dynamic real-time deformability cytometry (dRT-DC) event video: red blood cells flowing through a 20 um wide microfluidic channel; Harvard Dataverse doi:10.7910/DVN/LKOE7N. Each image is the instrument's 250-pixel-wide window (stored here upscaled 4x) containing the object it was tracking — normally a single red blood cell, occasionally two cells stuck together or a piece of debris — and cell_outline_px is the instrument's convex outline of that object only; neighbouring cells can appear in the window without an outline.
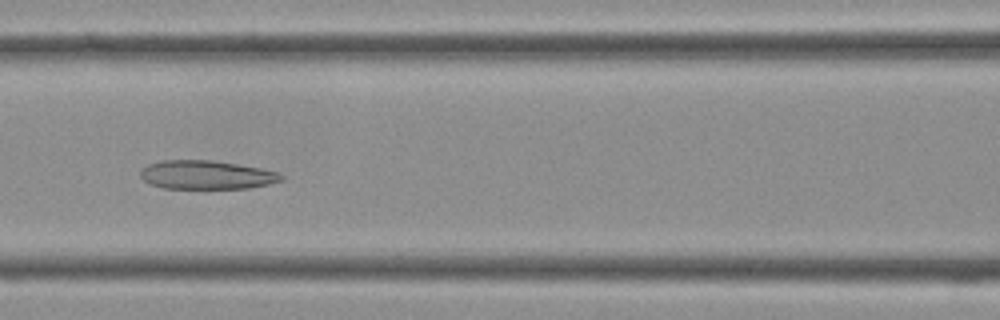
{"species": "Egyptian fruit bat (a non-hibernating species)", "species_latin": "Rousettus aegyptiacus", "temperature_condition": "cold", "stored_images_in_passage": 38, "camera_frame_rate_fps": 3000, "um_per_image_px": 0.085, "frame": {"image": 1, "passage_image": 15, "time_ms": 4.667, "image_size_px": [1000, 320], "cell_outline_px": [[284, 180], [268, 184], [248, 188], [164, 188], [148, 184], [140, 176], [140, 172], [148, 164], [160, 160], [208, 160], [236, 164], [260, 168], [276, 172], [284, 176]], "centroid_in_image_um": [17.52, 14.86], "position_along_channel_um": 149.1, "area_um2": 23.41}}
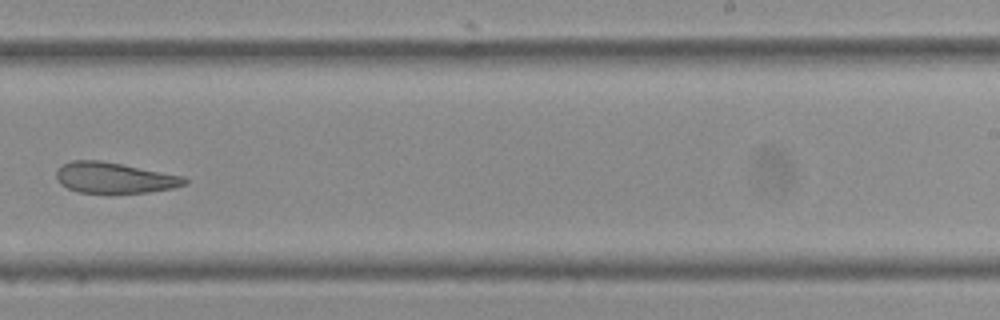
{"frame": {"image": 2, "passage_image": 23, "time_ms": 7.333, "image_size_px": [1000, 320], "cell_outline_px": [[188, 184], [172, 188], [148, 192], [80, 192], [68, 188], [60, 184], [56, 180], [56, 172], [64, 164], [72, 160], [100, 160], [184, 176], [188, 180]], "centroid_in_image_um": [9.73, 15.1], "position_along_channel_um": 279.3, "area_um2": 22.72}}
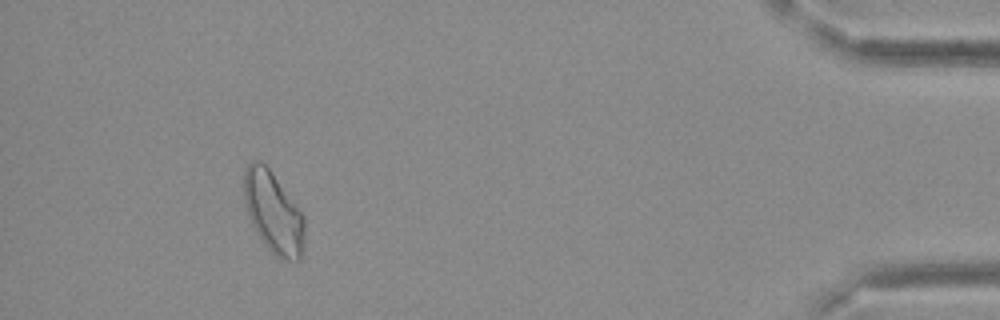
{"frame": {"image": 3, "passage_image": 35, "time_ms": 11.333, "image_size_px": [1000, 320], "cell_outline_px": [[304, 248], [300, 260], [280, 260], [268, 248], [256, 232], [248, 216], [244, 204], [244, 168], [252, 160], [260, 160], [268, 168], [304, 216]], "centroid_in_image_um": [23.22, 18.08], "position_along_channel_um": 412.0, "area_um2": 28.61}}